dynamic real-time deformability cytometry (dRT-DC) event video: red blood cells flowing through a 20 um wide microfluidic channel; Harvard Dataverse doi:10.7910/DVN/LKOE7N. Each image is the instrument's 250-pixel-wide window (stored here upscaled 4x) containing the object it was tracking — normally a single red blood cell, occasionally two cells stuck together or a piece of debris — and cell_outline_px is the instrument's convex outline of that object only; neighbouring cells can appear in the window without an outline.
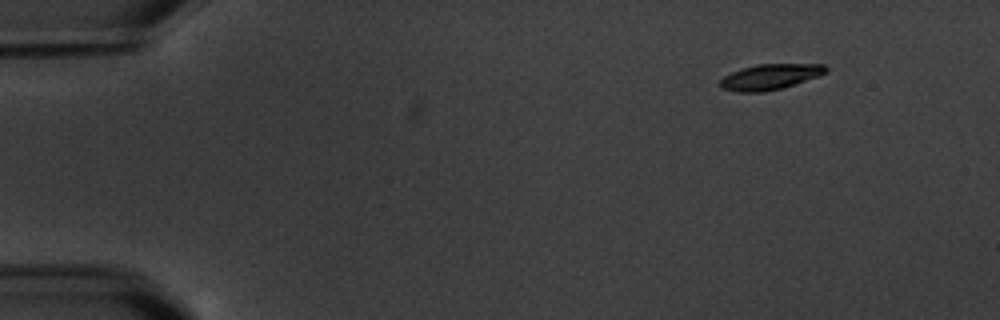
{"species": "common noctule bat (a hibernating species)", "species_latin": "Nyctalus noctula", "temperature_condition": "warm", "stored_images_in_passage": 5, "camera_frame_rate_fps": 3000, "um_per_image_px": 0.085, "animal": {"sex": "male", "body_mass_g": 20.1, "forearm_length_mm": 53.5}, "frame": {"image": 1, "passage_image": 1, "time_ms": 0.0, "image_size_px": [1000, 320], "cell_outline_px": [[828, 72], [780, 88], [764, 92], [736, 92], [720, 88], [720, 80], [724, 76], [732, 72], [756, 64], [824, 64], [828, 68]], "centroid_in_image_um": [65.42, 6.53], "position_along_channel_um": 19.6, "area_um2": 15.49}}
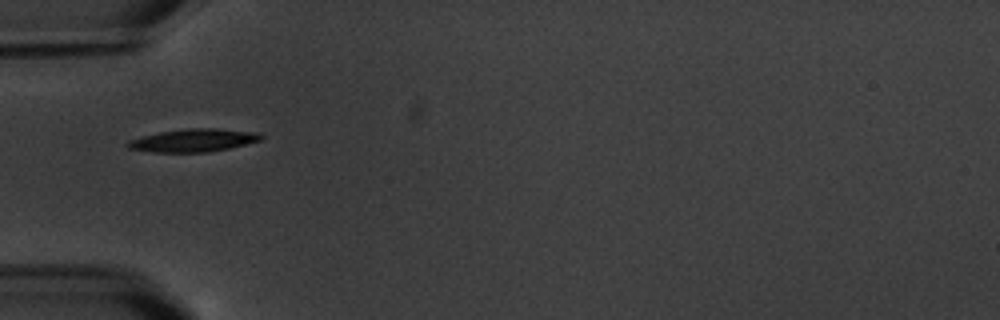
{"frame": {"image": 2, "passage_image": 4, "time_ms": 4.333, "image_size_px": [1000, 320], "cell_outline_px": [[264, 136], [260, 140], [228, 148], [208, 152], [156, 152], [128, 148], [124, 144], [128, 140], [160, 132], [188, 128], [216, 128], [256, 132]], "centroid_in_image_um": [16.42, 11.92], "position_along_channel_um": 68.6, "area_um2": 17.57}}